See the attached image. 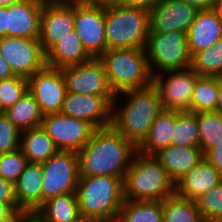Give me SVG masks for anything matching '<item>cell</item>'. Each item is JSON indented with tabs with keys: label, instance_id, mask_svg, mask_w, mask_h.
<instances>
[{
	"label": "cell",
	"instance_id": "1",
	"mask_svg": "<svg viewBox=\"0 0 222 222\" xmlns=\"http://www.w3.org/2000/svg\"><path fill=\"white\" fill-rule=\"evenodd\" d=\"M138 148L112 126L96 129L77 152L79 177L113 176L124 180Z\"/></svg>",
	"mask_w": 222,
	"mask_h": 222
},
{
	"label": "cell",
	"instance_id": "2",
	"mask_svg": "<svg viewBox=\"0 0 222 222\" xmlns=\"http://www.w3.org/2000/svg\"><path fill=\"white\" fill-rule=\"evenodd\" d=\"M162 110L159 93L153 84L142 89L125 90L117 93L113 100L111 126L138 148Z\"/></svg>",
	"mask_w": 222,
	"mask_h": 222
},
{
	"label": "cell",
	"instance_id": "3",
	"mask_svg": "<svg viewBox=\"0 0 222 222\" xmlns=\"http://www.w3.org/2000/svg\"><path fill=\"white\" fill-rule=\"evenodd\" d=\"M76 196L81 216L116 222L124 202L123 180L113 176L79 177Z\"/></svg>",
	"mask_w": 222,
	"mask_h": 222
},
{
	"label": "cell",
	"instance_id": "4",
	"mask_svg": "<svg viewBox=\"0 0 222 222\" xmlns=\"http://www.w3.org/2000/svg\"><path fill=\"white\" fill-rule=\"evenodd\" d=\"M175 194V182L154 156L137 152L123 180L124 200L163 201Z\"/></svg>",
	"mask_w": 222,
	"mask_h": 222
},
{
	"label": "cell",
	"instance_id": "5",
	"mask_svg": "<svg viewBox=\"0 0 222 222\" xmlns=\"http://www.w3.org/2000/svg\"><path fill=\"white\" fill-rule=\"evenodd\" d=\"M150 32L149 11L139 7H105L107 49H145Z\"/></svg>",
	"mask_w": 222,
	"mask_h": 222
},
{
	"label": "cell",
	"instance_id": "6",
	"mask_svg": "<svg viewBox=\"0 0 222 222\" xmlns=\"http://www.w3.org/2000/svg\"><path fill=\"white\" fill-rule=\"evenodd\" d=\"M98 59L115 94L152 85L145 49H107Z\"/></svg>",
	"mask_w": 222,
	"mask_h": 222
},
{
	"label": "cell",
	"instance_id": "7",
	"mask_svg": "<svg viewBox=\"0 0 222 222\" xmlns=\"http://www.w3.org/2000/svg\"><path fill=\"white\" fill-rule=\"evenodd\" d=\"M145 52L152 76L191 66L187 33L149 32Z\"/></svg>",
	"mask_w": 222,
	"mask_h": 222
},
{
	"label": "cell",
	"instance_id": "8",
	"mask_svg": "<svg viewBox=\"0 0 222 222\" xmlns=\"http://www.w3.org/2000/svg\"><path fill=\"white\" fill-rule=\"evenodd\" d=\"M42 204L56 196L76 193L79 180L78 155L58 150L42 164Z\"/></svg>",
	"mask_w": 222,
	"mask_h": 222
},
{
	"label": "cell",
	"instance_id": "9",
	"mask_svg": "<svg viewBox=\"0 0 222 222\" xmlns=\"http://www.w3.org/2000/svg\"><path fill=\"white\" fill-rule=\"evenodd\" d=\"M199 76L191 66L153 76L152 84L159 93L163 109L188 111Z\"/></svg>",
	"mask_w": 222,
	"mask_h": 222
},
{
	"label": "cell",
	"instance_id": "10",
	"mask_svg": "<svg viewBox=\"0 0 222 222\" xmlns=\"http://www.w3.org/2000/svg\"><path fill=\"white\" fill-rule=\"evenodd\" d=\"M74 29L92 58H99L107 50L105 7L74 0Z\"/></svg>",
	"mask_w": 222,
	"mask_h": 222
},
{
	"label": "cell",
	"instance_id": "11",
	"mask_svg": "<svg viewBox=\"0 0 222 222\" xmlns=\"http://www.w3.org/2000/svg\"><path fill=\"white\" fill-rule=\"evenodd\" d=\"M0 56L11 66L15 75L30 78L46 65L39 38L0 37Z\"/></svg>",
	"mask_w": 222,
	"mask_h": 222
},
{
	"label": "cell",
	"instance_id": "12",
	"mask_svg": "<svg viewBox=\"0 0 222 222\" xmlns=\"http://www.w3.org/2000/svg\"><path fill=\"white\" fill-rule=\"evenodd\" d=\"M41 126L58 150L78 152L96 128L88 122L61 113L44 115Z\"/></svg>",
	"mask_w": 222,
	"mask_h": 222
},
{
	"label": "cell",
	"instance_id": "13",
	"mask_svg": "<svg viewBox=\"0 0 222 222\" xmlns=\"http://www.w3.org/2000/svg\"><path fill=\"white\" fill-rule=\"evenodd\" d=\"M116 95L66 93L61 114L90 123L96 129L112 124V103Z\"/></svg>",
	"mask_w": 222,
	"mask_h": 222
},
{
	"label": "cell",
	"instance_id": "14",
	"mask_svg": "<svg viewBox=\"0 0 222 222\" xmlns=\"http://www.w3.org/2000/svg\"><path fill=\"white\" fill-rule=\"evenodd\" d=\"M27 80L28 90L38 102L42 113H60L67 93L62 70L45 65Z\"/></svg>",
	"mask_w": 222,
	"mask_h": 222
},
{
	"label": "cell",
	"instance_id": "15",
	"mask_svg": "<svg viewBox=\"0 0 222 222\" xmlns=\"http://www.w3.org/2000/svg\"><path fill=\"white\" fill-rule=\"evenodd\" d=\"M74 30V0L45 2L40 18L39 41L46 54Z\"/></svg>",
	"mask_w": 222,
	"mask_h": 222
},
{
	"label": "cell",
	"instance_id": "16",
	"mask_svg": "<svg viewBox=\"0 0 222 222\" xmlns=\"http://www.w3.org/2000/svg\"><path fill=\"white\" fill-rule=\"evenodd\" d=\"M68 92L90 95H116L109 85L104 66L98 58L61 68Z\"/></svg>",
	"mask_w": 222,
	"mask_h": 222
},
{
	"label": "cell",
	"instance_id": "17",
	"mask_svg": "<svg viewBox=\"0 0 222 222\" xmlns=\"http://www.w3.org/2000/svg\"><path fill=\"white\" fill-rule=\"evenodd\" d=\"M198 10L183 0H162L149 11L150 32L187 33Z\"/></svg>",
	"mask_w": 222,
	"mask_h": 222
},
{
	"label": "cell",
	"instance_id": "18",
	"mask_svg": "<svg viewBox=\"0 0 222 222\" xmlns=\"http://www.w3.org/2000/svg\"><path fill=\"white\" fill-rule=\"evenodd\" d=\"M44 3L43 0H21L7 7V36L39 38Z\"/></svg>",
	"mask_w": 222,
	"mask_h": 222
},
{
	"label": "cell",
	"instance_id": "19",
	"mask_svg": "<svg viewBox=\"0 0 222 222\" xmlns=\"http://www.w3.org/2000/svg\"><path fill=\"white\" fill-rule=\"evenodd\" d=\"M42 164L28 162L24 171L14 182L19 211L31 218L42 206Z\"/></svg>",
	"mask_w": 222,
	"mask_h": 222
},
{
	"label": "cell",
	"instance_id": "20",
	"mask_svg": "<svg viewBox=\"0 0 222 222\" xmlns=\"http://www.w3.org/2000/svg\"><path fill=\"white\" fill-rule=\"evenodd\" d=\"M222 181V174L205 158L175 183V193L196 201Z\"/></svg>",
	"mask_w": 222,
	"mask_h": 222
},
{
	"label": "cell",
	"instance_id": "21",
	"mask_svg": "<svg viewBox=\"0 0 222 222\" xmlns=\"http://www.w3.org/2000/svg\"><path fill=\"white\" fill-rule=\"evenodd\" d=\"M222 39V19L214 9L198 10L187 32L188 47L191 55L212 47Z\"/></svg>",
	"mask_w": 222,
	"mask_h": 222
},
{
	"label": "cell",
	"instance_id": "22",
	"mask_svg": "<svg viewBox=\"0 0 222 222\" xmlns=\"http://www.w3.org/2000/svg\"><path fill=\"white\" fill-rule=\"evenodd\" d=\"M176 183L204 159L200 148L170 145L154 155Z\"/></svg>",
	"mask_w": 222,
	"mask_h": 222
},
{
	"label": "cell",
	"instance_id": "23",
	"mask_svg": "<svg viewBox=\"0 0 222 222\" xmlns=\"http://www.w3.org/2000/svg\"><path fill=\"white\" fill-rule=\"evenodd\" d=\"M90 59L92 57L84 49L75 29L46 53V65L59 69L84 63Z\"/></svg>",
	"mask_w": 222,
	"mask_h": 222
},
{
	"label": "cell",
	"instance_id": "24",
	"mask_svg": "<svg viewBox=\"0 0 222 222\" xmlns=\"http://www.w3.org/2000/svg\"><path fill=\"white\" fill-rule=\"evenodd\" d=\"M81 217L76 193L53 197L44 201L31 217L32 222H72Z\"/></svg>",
	"mask_w": 222,
	"mask_h": 222
},
{
	"label": "cell",
	"instance_id": "25",
	"mask_svg": "<svg viewBox=\"0 0 222 222\" xmlns=\"http://www.w3.org/2000/svg\"><path fill=\"white\" fill-rule=\"evenodd\" d=\"M175 110H162L152 123L148 136L138 147L143 155L154 156L160 150L172 145Z\"/></svg>",
	"mask_w": 222,
	"mask_h": 222
},
{
	"label": "cell",
	"instance_id": "26",
	"mask_svg": "<svg viewBox=\"0 0 222 222\" xmlns=\"http://www.w3.org/2000/svg\"><path fill=\"white\" fill-rule=\"evenodd\" d=\"M20 149L28 162L39 164L45 163L58 151L42 126L21 132Z\"/></svg>",
	"mask_w": 222,
	"mask_h": 222
},
{
	"label": "cell",
	"instance_id": "27",
	"mask_svg": "<svg viewBox=\"0 0 222 222\" xmlns=\"http://www.w3.org/2000/svg\"><path fill=\"white\" fill-rule=\"evenodd\" d=\"M5 114L20 131L40 127L44 118L38 102L29 90Z\"/></svg>",
	"mask_w": 222,
	"mask_h": 222
},
{
	"label": "cell",
	"instance_id": "28",
	"mask_svg": "<svg viewBox=\"0 0 222 222\" xmlns=\"http://www.w3.org/2000/svg\"><path fill=\"white\" fill-rule=\"evenodd\" d=\"M116 222H163L162 201L124 200Z\"/></svg>",
	"mask_w": 222,
	"mask_h": 222
},
{
	"label": "cell",
	"instance_id": "29",
	"mask_svg": "<svg viewBox=\"0 0 222 222\" xmlns=\"http://www.w3.org/2000/svg\"><path fill=\"white\" fill-rule=\"evenodd\" d=\"M218 93V76H199L193 89L190 109L187 112L215 111Z\"/></svg>",
	"mask_w": 222,
	"mask_h": 222
},
{
	"label": "cell",
	"instance_id": "30",
	"mask_svg": "<svg viewBox=\"0 0 222 222\" xmlns=\"http://www.w3.org/2000/svg\"><path fill=\"white\" fill-rule=\"evenodd\" d=\"M163 222H205L196 203L176 193L162 201Z\"/></svg>",
	"mask_w": 222,
	"mask_h": 222
},
{
	"label": "cell",
	"instance_id": "31",
	"mask_svg": "<svg viewBox=\"0 0 222 222\" xmlns=\"http://www.w3.org/2000/svg\"><path fill=\"white\" fill-rule=\"evenodd\" d=\"M172 145L200 148L197 113L175 110Z\"/></svg>",
	"mask_w": 222,
	"mask_h": 222
},
{
	"label": "cell",
	"instance_id": "32",
	"mask_svg": "<svg viewBox=\"0 0 222 222\" xmlns=\"http://www.w3.org/2000/svg\"><path fill=\"white\" fill-rule=\"evenodd\" d=\"M197 118L200 149L205 154L222 140V114L216 111L198 112Z\"/></svg>",
	"mask_w": 222,
	"mask_h": 222
},
{
	"label": "cell",
	"instance_id": "33",
	"mask_svg": "<svg viewBox=\"0 0 222 222\" xmlns=\"http://www.w3.org/2000/svg\"><path fill=\"white\" fill-rule=\"evenodd\" d=\"M191 67L200 76L222 77V39L212 47L195 52L191 58Z\"/></svg>",
	"mask_w": 222,
	"mask_h": 222
},
{
	"label": "cell",
	"instance_id": "34",
	"mask_svg": "<svg viewBox=\"0 0 222 222\" xmlns=\"http://www.w3.org/2000/svg\"><path fill=\"white\" fill-rule=\"evenodd\" d=\"M195 203L205 222H212L222 217V181L198 198Z\"/></svg>",
	"mask_w": 222,
	"mask_h": 222
},
{
	"label": "cell",
	"instance_id": "35",
	"mask_svg": "<svg viewBox=\"0 0 222 222\" xmlns=\"http://www.w3.org/2000/svg\"><path fill=\"white\" fill-rule=\"evenodd\" d=\"M28 90L27 78L14 75L0 80V99L3 104V114L13 106Z\"/></svg>",
	"mask_w": 222,
	"mask_h": 222
},
{
	"label": "cell",
	"instance_id": "36",
	"mask_svg": "<svg viewBox=\"0 0 222 222\" xmlns=\"http://www.w3.org/2000/svg\"><path fill=\"white\" fill-rule=\"evenodd\" d=\"M27 163V158L20 148L0 154V176L14 183L24 171Z\"/></svg>",
	"mask_w": 222,
	"mask_h": 222
},
{
	"label": "cell",
	"instance_id": "37",
	"mask_svg": "<svg viewBox=\"0 0 222 222\" xmlns=\"http://www.w3.org/2000/svg\"><path fill=\"white\" fill-rule=\"evenodd\" d=\"M21 132L6 114L0 115V154L20 148Z\"/></svg>",
	"mask_w": 222,
	"mask_h": 222
},
{
	"label": "cell",
	"instance_id": "38",
	"mask_svg": "<svg viewBox=\"0 0 222 222\" xmlns=\"http://www.w3.org/2000/svg\"><path fill=\"white\" fill-rule=\"evenodd\" d=\"M0 202L9 206H18L14 183L0 176Z\"/></svg>",
	"mask_w": 222,
	"mask_h": 222
},
{
	"label": "cell",
	"instance_id": "39",
	"mask_svg": "<svg viewBox=\"0 0 222 222\" xmlns=\"http://www.w3.org/2000/svg\"><path fill=\"white\" fill-rule=\"evenodd\" d=\"M26 218L18 209V206H9L0 202V222H21Z\"/></svg>",
	"mask_w": 222,
	"mask_h": 222
},
{
	"label": "cell",
	"instance_id": "40",
	"mask_svg": "<svg viewBox=\"0 0 222 222\" xmlns=\"http://www.w3.org/2000/svg\"><path fill=\"white\" fill-rule=\"evenodd\" d=\"M204 158L222 174V140L219 145L208 150Z\"/></svg>",
	"mask_w": 222,
	"mask_h": 222
},
{
	"label": "cell",
	"instance_id": "41",
	"mask_svg": "<svg viewBox=\"0 0 222 222\" xmlns=\"http://www.w3.org/2000/svg\"><path fill=\"white\" fill-rule=\"evenodd\" d=\"M162 0H122L120 5L127 7H139L150 11L156 7Z\"/></svg>",
	"mask_w": 222,
	"mask_h": 222
},
{
	"label": "cell",
	"instance_id": "42",
	"mask_svg": "<svg viewBox=\"0 0 222 222\" xmlns=\"http://www.w3.org/2000/svg\"><path fill=\"white\" fill-rule=\"evenodd\" d=\"M187 4L192 5L197 10H209L213 9L217 3V0H183Z\"/></svg>",
	"mask_w": 222,
	"mask_h": 222
},
{
	"label": "cell",
	"instance_id": "43",
	"mask_svg": "<svg viewBox=\"0 0 222 222\" xmlns=\"http://www.w3.org/2000/svg\"><path fill=\"white\" fill-rule=\"evenodd\" d=\"M11 66L0 56V80L13 77Z\"/></svg>",
	"mask_w": 222,
	"mask_h": 222
},
{
	"label": "cell",
	"instance_id": "44",
	"mask_svg": "<svg viewBox=\"0 0 222 222\" xmlns=\"http://www.w3.org/2000/svg\"><path fill=\"white\" fill-rule=\"evenodd\" d=\"M7 36V7H0V37Z\"/></svg>",
	"mask_w": 222,
	"mask_h": 222
},
{
	"label": "cell",
	"instance_id": "45",
	"mask_svg": "<svg viewBox=\"0 0 222 222\" xmlns=\"http://www.w3.org/2000/svg\"><path fill=\"white\" fill-rule=\"evenodd\" d=\"M86 3L98 5V6H110V5H118L122 2V0H83Z\"/></svg>",
	"mask_w": 222,
	"mask_h": 222
},
{
	"label": "cell",
	"instance_id": "46",
	"mask_svg": "<svg viewBox=\"0 0 222 222\" xmlns=\"http://www.w3.org/2000/svg\"><path fill=\"white\" fill-rule=\"evenodd\" d=\"M215 111L222 114V77H219V93Z\"/></svg>",
	"mask_w": 222,
	"mask_h": 222
},
{
	"label": "cell",
	"instance_id": "47",
	"mask_svg": "<svg viewBox=\"0 0 222 222\" xmlns=\"http://www.w3.org/2000/svg\"><path fill=\"white\" fill-rule=\"evenodd\" d=\"M21 0H0V7H9L12 4L18 3Z\"/></svg>",
	"mask_w": 222,
	"mask_h": 222
},
{
	"label": "cell",
	"instance_id": "48",
	"mask_svg": "<svg viewBox=\"0 0 222 222\" xmlns=\"http://www.w3.org/2000/svg\"><path fill=\"white\" fill-rule=\"evenodd\" d=\"M218 16L222 19V0H217L215 7L213 8Z\"/></svg>",
	"mask_w": 222,
	"mask_h": 222
},
{
	"label": "cell",
	"instance_id": "49",
	"mask_svg": "<svg viewBox=\"0 0 222 222\" xmlns=\"http://www.w3.org/2000/svg\"><path fill=\"white\" fill-rule=\"evenodd\" d=\"M72 222H97V221H94V220H91V219H88L86 217H79L78 219H76L75 221H72Z\"/></svg>",
	"mask_w": 222,
	"mask_h": 222
},
{
	"label": "cell",
	"instance_id": "50",
	"mask_svg": "<svg viewBox=\"0 0 222 222\" xmlns=\"http://www.w3.org/2000/svg\"><path fill=\"white\" fill-rule=\"evenodd\" d=\"M3 114V104H2V101L0 99V115Z\"/></svg>",
	"mask_w": 222,
	"mask_h": 222
},
{
	"label": "cell",
	"instance_id": "51",
	"mask_svg": "<svg viewBox=\"0 0 222 222\" xmlns=\"http://www.w3.org/2000/svg\"><path fill=\"white\" fill-rule=\"evenodd\" d=\"M21 222H32L31 218L26 217Z\"/></svg>",
	"mask_w": 222,
	"mask_h": 222
},
{
	"label": "cell",
	"instance_id": "52",
	"mask_svg": "<svg viewBox=\"0 0 222 222\" xmlns=\"http://www.w3.org/2000/svg\"><path fill=\"white\" fill-rule=\"evenodd\" d=\"M45 2H55V1H69V0H43Z\"/></svg>",
	"mask_w": 222,
	"mask_h": 222
},
{
	"label": "cell",
	"instance_id": "53",
	"mask_svg": "<svg viewBox=\"0 0 222 222\" xmlns=\"http://www.w3.org/2000/svg\"><path fill=\"white\" fill-rule=\"evenodd\" d=\"M212 222H222V217H219V218L213 220Z\"/></svg>",
	"mask_w": 222,
	"mask_h": 222
}]
</instances>
